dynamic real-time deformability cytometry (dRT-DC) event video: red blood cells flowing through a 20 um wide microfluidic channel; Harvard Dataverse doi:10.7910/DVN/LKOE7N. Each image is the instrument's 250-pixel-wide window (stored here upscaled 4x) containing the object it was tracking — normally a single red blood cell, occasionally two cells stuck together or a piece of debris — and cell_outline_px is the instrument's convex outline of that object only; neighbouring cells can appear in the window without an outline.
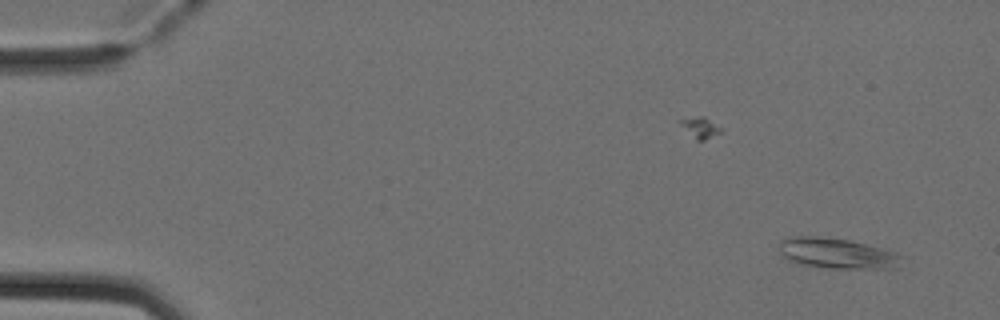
{"species": "Egyptian fruit bat (a non-hibernating species)", "species_latin": "Rousettus aegyptiacus", "temperature_condition": "cold", "stored_images_in_passage": 49, "camera_frame_rate_fps": 3000, "um_per_image_px": 0.085, "animal": {"sex": "female"}, "frame": {"image": 1, "passage_image": 3, "time_ms": 0.667, "image_size_px": [1000, 320], "cell_outline_px": [[904, 256], [896, 268], [828, 268], [804, 264], [792, 260], [784, 256], [780, 252], [780, 240], [788, 236], [816, 236], [852, 240], [896, 252]], "centroid_in_image_um": [71.18, 21.51], "position_along_channel_um": 13.8, "area_um2": 21.62}}
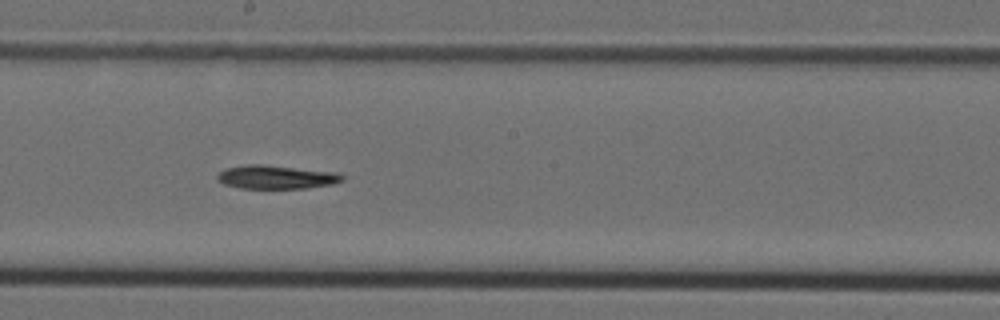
{"frame": {"image": 2, "passage_image": 28, "time_ms": 9.0, "image_size_px": [1000, 320], "cell_outline_px": [[344, 180], [332, 184], [308, 188], [240, 188], [224, 184], [216, 180], [216, 176], [224, 168], [248, 164], [260, 164], [340, 172], [344, 176]], "centroid_in_image_um": [23.49, 15.04], "position_along_channel_um": 224.7, "area_um2": 17.34}}
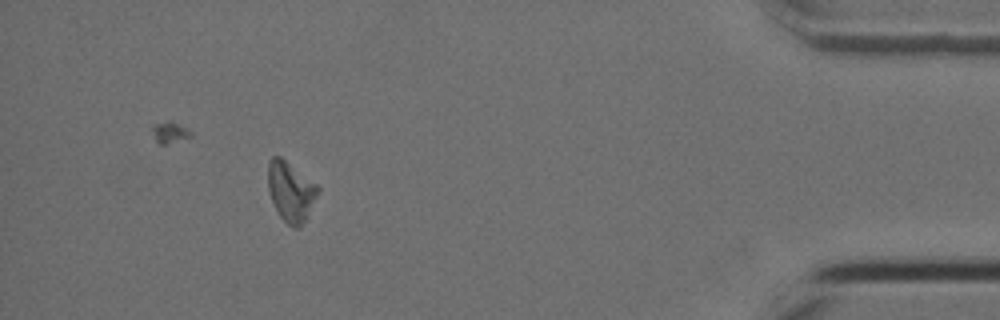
{"frame": {"image": 3, "passage_image": 46, "time_ms": 15.0, "image_size_px": [1000, 320], "cell_outline_px": [[320, 188], [300, 228], [292, 228], [280, 216], [272, 200], [268, 188], [268, 160], [272, 156], [280, 156], [316, 184]], "centroid_in_image_um": [24.68, 16.26], "position_along_channel_um": 410.5, "area_um2": 16.94}}